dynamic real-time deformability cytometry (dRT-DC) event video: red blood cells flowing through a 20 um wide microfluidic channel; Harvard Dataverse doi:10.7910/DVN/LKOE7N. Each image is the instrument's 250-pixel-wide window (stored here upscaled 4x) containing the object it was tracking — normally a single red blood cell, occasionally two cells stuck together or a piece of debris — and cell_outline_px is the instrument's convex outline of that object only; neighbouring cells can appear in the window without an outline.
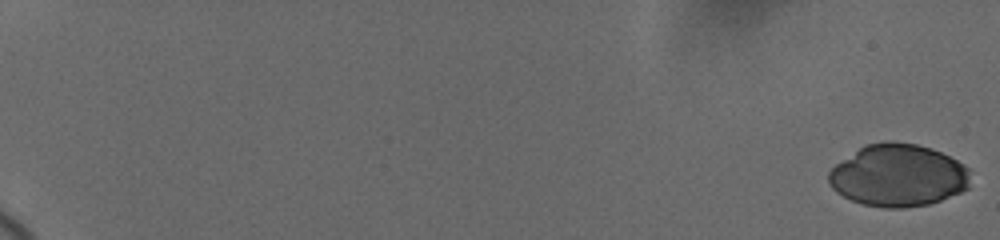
{"species": "human", "species_latin": "Homo sapiens", "temperature_condition": "cold", "stored_images_in_passage": 29, "camera_frame_rate_fps": 3000, "um_per_image_px": 0.085, "donor": {"sex": "female"}, "frame": {"image": 1, "passage_image": 1, "time_ms": 0.0, "image_size_px": [1000, 240], "cell_outline_px": [[968, 188], [960, 192], [940, 200], [928, 204], [904, 208], [884, 208], [864, 204], [852, 200], [836, 192], [828, 184], [828, 172], [836, 164], [864, 144], [888, 140], [892, 140], [916, 144], [932, 148], [964, 164], [968, 168]], "centroid_in_image_um": [76.31, 14.9], "position_along_channel_um": 8.7, "area_um2": 51.5}}
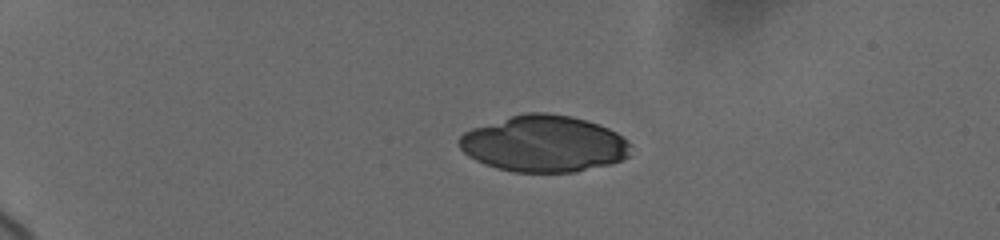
{"frame": {"image": 2, "passage_image": 26, "time_ms": 5.0, "image_size_px": [1000, 240], "cell_outline_px": [[632, 144], [628, 156], [612, 164], [576, 172], [512, 172], [496, 168], [484, 164], [468, 156], [460, 148], [460, 136], [464, 132], [472, 128], [524, 112], [548, 112], [572, 116], [608, 128], [616, 132], [628, 140]], "centroid_in_image_um": [46.25, 12.23], "position_along_channel_um": 38.7, "area_um2": 56.59}}